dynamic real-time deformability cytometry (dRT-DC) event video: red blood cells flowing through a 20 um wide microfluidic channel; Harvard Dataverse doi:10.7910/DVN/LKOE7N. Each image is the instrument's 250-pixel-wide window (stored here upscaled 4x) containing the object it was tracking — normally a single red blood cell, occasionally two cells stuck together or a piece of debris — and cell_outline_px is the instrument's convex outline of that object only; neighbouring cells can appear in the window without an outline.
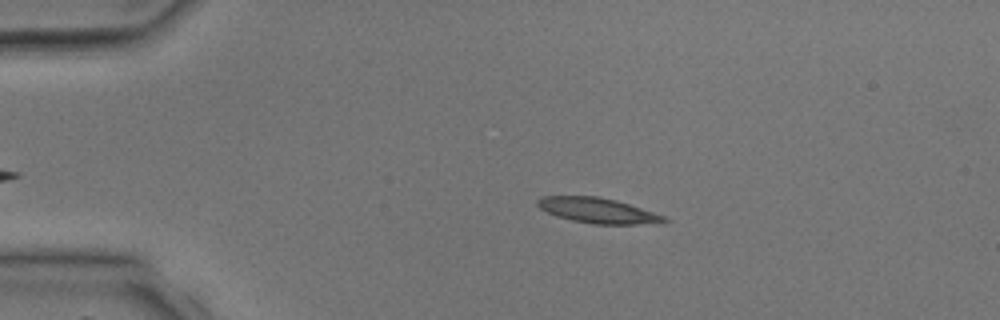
{"species": "common noctule bat (a hibernating species)", "species_latin": "Nyctalus noctula", "temperature_condition": "room temperature", "stored_images_in_passage": 3, "camera_frame_rate_fps": 3000, "um_per_image_px": 0.085, "animal": {"sex": "male", "body_mass_g": 17.9, "forearm_length_mm": 54.2}, "frame": {"image": 1, "passage_image": 2, "time_ms": 1.333, "image_size_px": [1000, 320], "cell_outline_px": [[672, 220], [636, 224], [592, 224], [572, 220], [556, 216], [540, 208], [536, 204], [536, 200], [540, 196], [596, 196], [616, 200], [668, 216]], "centroid_in_image_um": [50.8, 17.88], "position_along_channel_um": 34.2, "area_um2": 18.61}}